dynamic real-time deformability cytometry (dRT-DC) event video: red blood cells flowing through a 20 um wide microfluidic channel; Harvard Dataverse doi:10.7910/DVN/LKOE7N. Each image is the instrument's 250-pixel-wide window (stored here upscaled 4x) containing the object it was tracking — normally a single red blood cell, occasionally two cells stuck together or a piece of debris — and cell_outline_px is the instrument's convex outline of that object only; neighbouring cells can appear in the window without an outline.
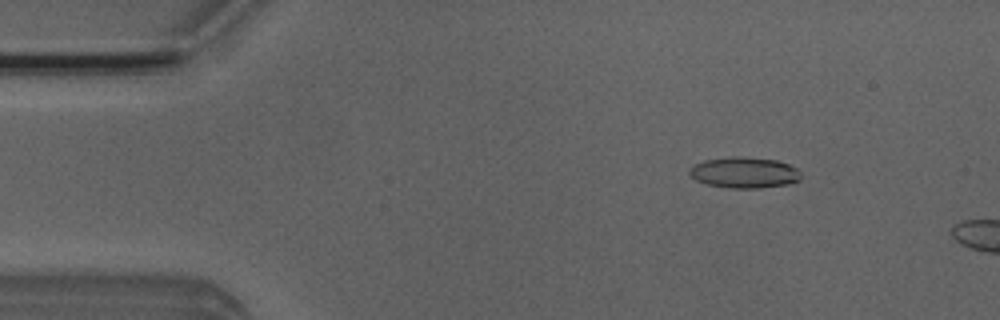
{"species": "Egyptian fruit bat (a non-hibernating species)", "species_latin": "Rousettus aegyptiacus", "temperature_condition": "room temperature", "stored_images_in_passage": 2, "camera_frame_rate_fps": 3000, "um_per_image_px": 0.085, "animal": {"sex": "male"}, "frame": {"image": 1, "passage_image": 1, "time_ms": 0.0, "image_size_px": [1000, 320], "cell_outline_px": [[800, 180], [788, 184], [760, 188], [732, 188], [708, 184], [696, 180], [688, 172], [688, 168], [692, 164], [704, 160], [732, 156], [736, 156], [776, 160], [788, 164], [796, 168], [800, 172]], "centroid_in_image_um": [63.24, 14.66], "position_along_channel_um": 21.8, "area_um2": 20.11}}